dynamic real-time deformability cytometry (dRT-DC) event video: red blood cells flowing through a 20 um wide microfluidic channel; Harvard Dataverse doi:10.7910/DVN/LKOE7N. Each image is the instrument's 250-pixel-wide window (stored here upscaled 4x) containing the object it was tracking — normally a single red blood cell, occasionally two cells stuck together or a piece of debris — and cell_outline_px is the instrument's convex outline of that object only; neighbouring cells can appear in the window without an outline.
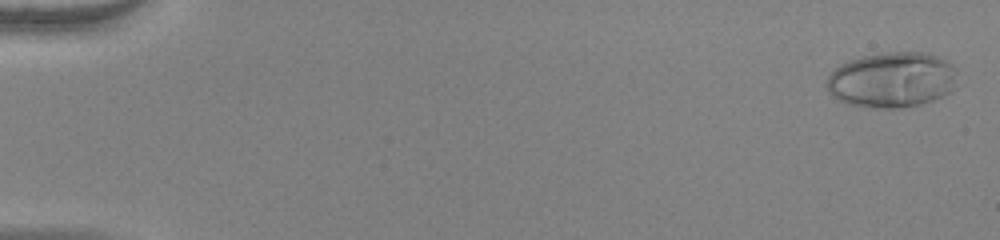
{"species": "human", "species_latin": "Homo sapiens", "temperature_condition": "warm", "stored_images_in_passage": 54, "camera_frame_rate_fps": 3000, "um_per_image_px": 0.085, "donor": {"sex": "female"}, "frame": {"image": 1, "passage_image": 2, "time_ms": 0.333, "image_size_px": [1000, 240], "cell_outline_px": [[956, 88], [932, 100], [920, 104], [896, 108], [872, 108], [848, 104], [836, 100], [828, 92], [824, 84], [828, 76], [840, 64], [848, 60], [864, 56], [892, 52], [924, 52], [936, 56], [952, 64], [956, 68]], "centroid_in_image_um": [75.78, 6.79], "position_along_channel_um": 9.2, "area_um2": 42.43}}
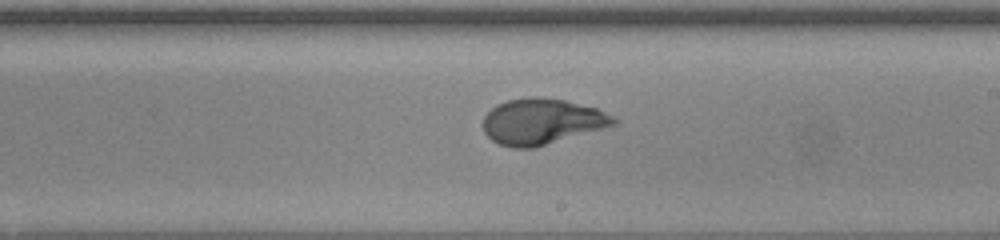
{"frame": {"image": 2, "passage_image": 33, "time_ms": 10.667, "image_size_px": [1000, 240], "cell_outline_px": [[620, 124], [536, 148], [512, 148], [500, 144], [492, 140], [484, 132], [484, 116], [496, 104], [508, 100], [528, 96], [540, 96], [564, 100], [596, 108], [620, 120]], "centroid_in_image_um": [46.09, 10.33], "position_along_channel_um": 242.9, "area_um2": 35.26}}
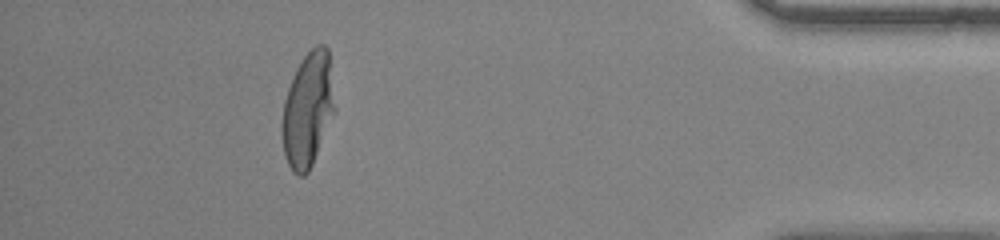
{"frame": {"image": 3, "passage_image": 49, "time_ms": 16.0, "image_size_px": [1000, 240], "cell_outline_px": [[336, 108], [312, 164], [308, 172], [304, 176], [296, 176], [292, 172], [288, 164], [284, 152], [280, 132], [280, 124], [284, 100], [288, 88], [296, 68], [304, 56], [316, 44], [324, 44], [328, 48]], "centroid_in_image_um": [26.14, 9.33], "position_along_channel_um": 409.1, "area_um2": 35.43}, "authors_computed_cell_mechanics": {"area_um2": 35.3447, "velocity_mm_per_s": 3.9547, "shape_relaxation_time_tau1_ms": 5.4072, "shape_relaxation_time_tau2_ms": null, "deformation_change_tau1": 0.2927, "deformation_change_tau2": null}}